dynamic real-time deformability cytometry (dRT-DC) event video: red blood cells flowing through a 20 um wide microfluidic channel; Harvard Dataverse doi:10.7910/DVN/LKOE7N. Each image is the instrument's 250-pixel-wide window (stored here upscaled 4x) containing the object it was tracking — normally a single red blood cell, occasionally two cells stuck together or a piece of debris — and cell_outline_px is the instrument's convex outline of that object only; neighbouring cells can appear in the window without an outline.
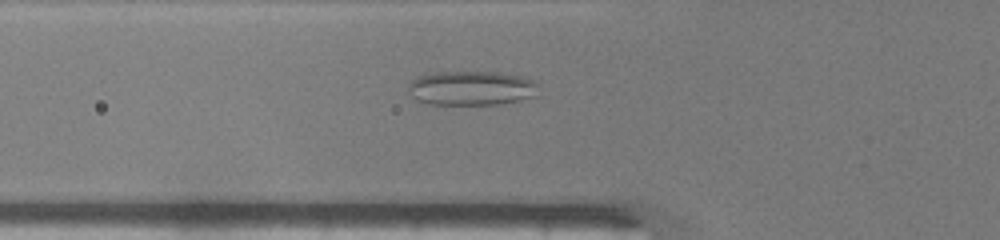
{"species": "common noctule bat (a hibernating species)", "species_latin": "Nyctalus noctula", "temperature_condition": "warm", "stored_images_in_passage": 34, "camera_frame_rate_fps": 3000, "um_per_image_px": 0.085, "animal": {"sex": "male", "body_mass_g": 19.0, "forearm_length_mm": 50.8}, "frame": {"image": 1, "passage_image": 3, "time_ms": 0.667, "image_size_px": [1000, 240], "cell_outline_px": [[540, 96], [500, 104], [428, 104], [416, 100], [408, 92], [408, 84], [412, 80], [420, 76], [436, 72], [500, 72], [524, 76], [540, 84]], "centroid_in_image_um": [40.16, 7.49], "position_along_channel_um": 85.6, "area_um2": 26.59}}
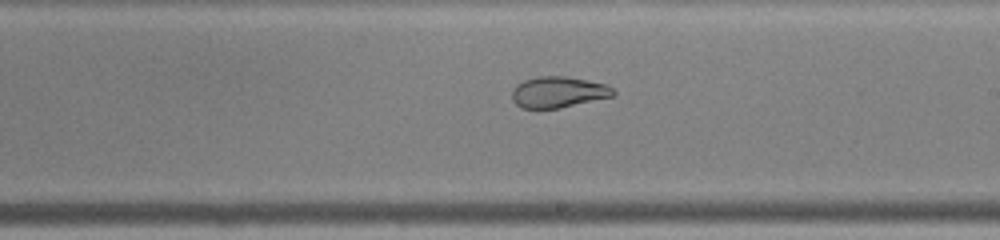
{"frame": {"image": 2, "passage_image": 14, "time_ms": 4.333, "image_size_px": [1000, 240], "cell_outline_px": [[616, 96], [560, 108], [520, 108], [512, 100], [512, 92], [516, 84], [524, 80], [540, 76], [568, 76], [588, 80], [604, 84], [612, 88], [616, 92]], "centroid_in_image_um": [47.47, 7.83], "position_along_channel_um": 241.5, "area_um2": 18.5}}
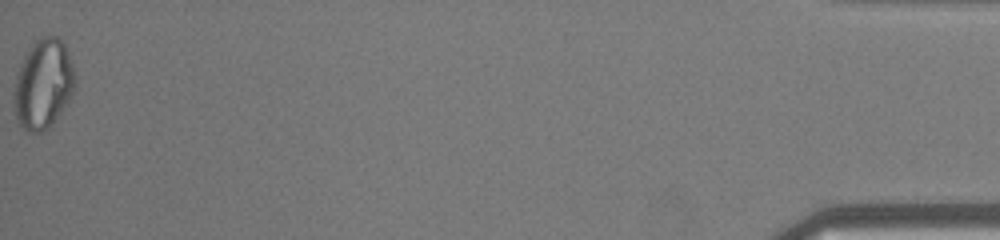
{"frame": {"image": 3, "passage_image": 34, "time_ms": 11.0, "image_size_px": [1000, 240], "cell_outline_px": [[76, 84], [72, 92], [60, 112], [52, 124], [44, 132], [28, 132], [20, 124], [16, 116], [12, 100], [12, 92], [16, 76], [20, 64], [28, 48], [40, 36], [56, 36], [64, 44], [68, 52], [72, 64], [76, 80]], "centroid_in_image_um": [3.64, 7.14], "position_along_channel_um": 431.6, "area_um2": 31.91}, "authors_computed_cell_mechanics": {"area_um2": 22.6287, "velocity_mm_per_s": 4.2455, "shape_relaxation_time_tau1_ms": null, "shape_relaxation_time_tau2_ms": 0.9551, "deformation_change_tau1": null, "deformation_change_tau2": 0.0761}}